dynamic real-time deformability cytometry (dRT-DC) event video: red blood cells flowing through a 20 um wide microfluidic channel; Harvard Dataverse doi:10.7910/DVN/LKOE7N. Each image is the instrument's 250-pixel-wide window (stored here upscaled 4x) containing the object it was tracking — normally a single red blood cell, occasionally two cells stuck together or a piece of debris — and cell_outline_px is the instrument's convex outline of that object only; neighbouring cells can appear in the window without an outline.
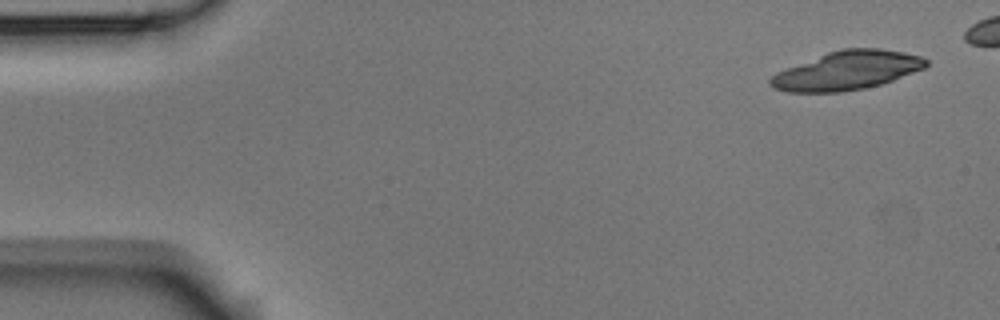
{"species": "Egyptian fruit bat (a non-hibernating species)", "species_latin": "Rousettus aegyptiacus", "temperature_condition": "room temperature", "stored_images_in_passage": 17, "segment_of_instrument_passage": [1, 2], "camera_frame_rate_fps": 3000, "um_per_image_px": 0.085, "animal": {"sex": "male"}, "frame": {"image": 1, "passage_image": 1, "time_ms": 0.0, "image_size_px": [1000, 320], "cell_outline_px": [[928, 64], [924, 68], [892, 80], [880, 84], [864, 88], [840, 92], [788, 92], [772, 88], [768, 84], [768, 80], [776, 72], [828, 52], [840, 48], [880, 48], [904, 52], [920, 56], [928, 60]], "centroid_in_image_um": [71.97, 5.99], "position_along_channel_um": 13.0, "area_um2": 34.97}}